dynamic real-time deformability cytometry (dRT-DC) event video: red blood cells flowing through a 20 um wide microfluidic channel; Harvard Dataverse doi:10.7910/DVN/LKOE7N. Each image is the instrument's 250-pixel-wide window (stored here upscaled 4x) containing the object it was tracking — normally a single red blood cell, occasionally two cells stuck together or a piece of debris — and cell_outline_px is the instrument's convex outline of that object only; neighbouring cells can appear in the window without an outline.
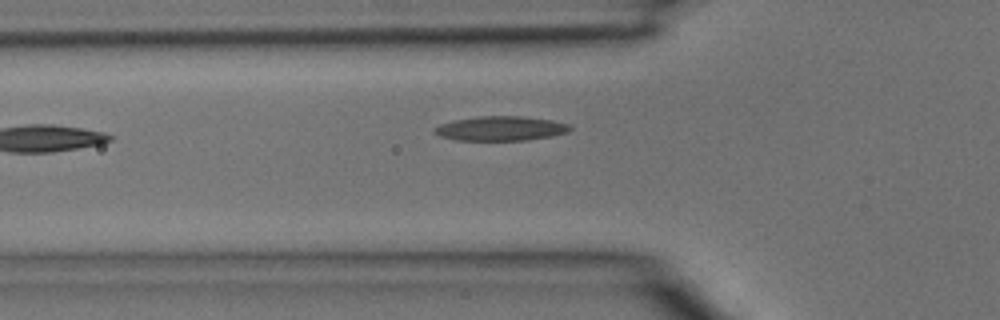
{"species": "common noctule bat (a hibernating species)", "species_latin": "Nyctalus noctula", "temperature_condition": "room temperature", "stored_images_in_passage": 5, "camera_frame_rate_fps": 3000, "um_per_image_px": 0.085, "animal": {"sex": "male", "body_mass_g": 15.6}, "frame": {"image": 1, "passage_image": 5, "time_ms": 1.333, "image_size_px": [1000, 320], "cell_outline_px": [[572, 128], [568, 132], [552, 136], [528, 140], [456, 140], [440, 136], [432, 128], [440, 124], [456, 120], [480, 116], [524, 116], [552, 120], [568, 124]], "centroid_in_image_um": [42.59, 10.92], "position_along_channel_um": 83.2, "area_um2": 19.25}}